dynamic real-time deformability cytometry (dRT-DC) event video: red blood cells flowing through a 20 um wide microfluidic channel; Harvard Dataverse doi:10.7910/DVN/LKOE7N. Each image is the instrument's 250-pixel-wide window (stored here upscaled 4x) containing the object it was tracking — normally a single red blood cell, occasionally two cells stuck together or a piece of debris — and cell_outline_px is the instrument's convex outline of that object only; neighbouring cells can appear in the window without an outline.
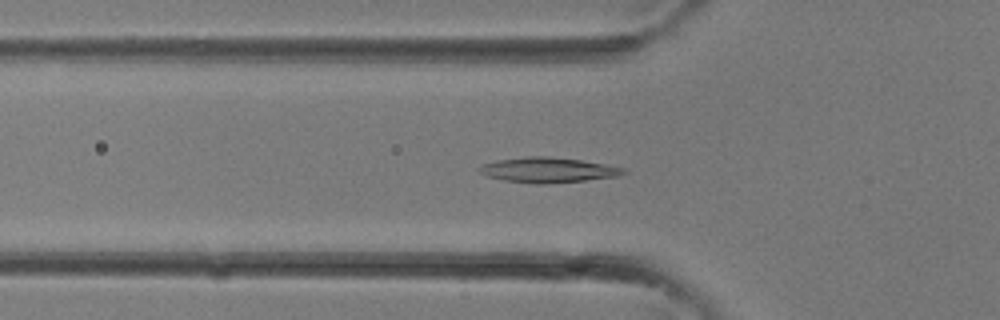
{"species": "common noctule bat (a hibernating species)", "species_latin": "Nyctalus noctula", "temperature_condition": "room temperature", "stored_images_in_passage": 32, "camera_frame_rate_fps": 3000, "um_per_image_px": 0.085, "animal": {"sex": "female"}, "frame": {"image": 1, "passage_image": 11, "time_ms": 3.333, "image_size_px": [1000, 320], "cell_outline_px": [[628, 172], [620, 176], [584, 180], [544, 184], [536, 184], [504, 180], [484, 176], [476, 168], [484, 164], [496, 160], [528, 156], [548, 156], [580, 160], [604, 164], [624, 168]], "centroid_in_image_um": [46.55, 14.45], "position_along_channel_um": 79.2, "area_um2": 21.1}}
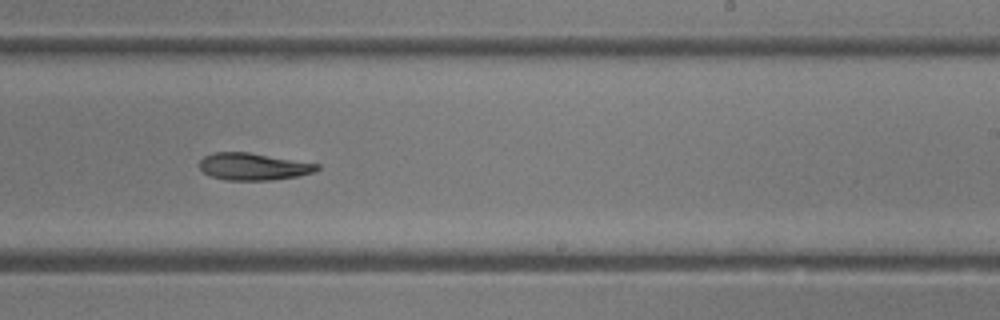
{"frame": {"image": 2, "passage_image": 20, "time_ms": 6.333, "image_size_px": [1000, 320], "cell_outline_px": [[320, 168], [316, 172], [296, 176], [272, 180], [224, 180], [208, 176], [200, 168], [200, 160], [204, 156], [212, 152], [248, 152], [320, 164]], "centroid_in_image_um": [21.52, 14.16], "position_along_channel_um": 267.5, "area_um2": 18.67}}
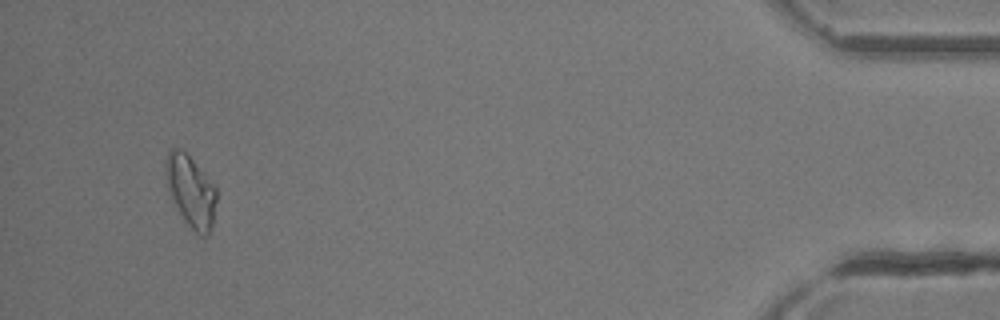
{"frame": {"image": 3, "passage_image": 31, "time_ms": 10.0, "image_size_px": [1000, 320], "cell_outline_px": [[216, 200], [212, 224], [208, 236], [200, 236], [184, 220], [172, 200], [168, 192], [164, 172], [164, 164], [168, 148], [180, 148], [192, 160], [216, 188]], "centroid_in_image_um": [16.16, 16.23], "position_along_channel_um": 419.0, "area_um2": 21.04}}